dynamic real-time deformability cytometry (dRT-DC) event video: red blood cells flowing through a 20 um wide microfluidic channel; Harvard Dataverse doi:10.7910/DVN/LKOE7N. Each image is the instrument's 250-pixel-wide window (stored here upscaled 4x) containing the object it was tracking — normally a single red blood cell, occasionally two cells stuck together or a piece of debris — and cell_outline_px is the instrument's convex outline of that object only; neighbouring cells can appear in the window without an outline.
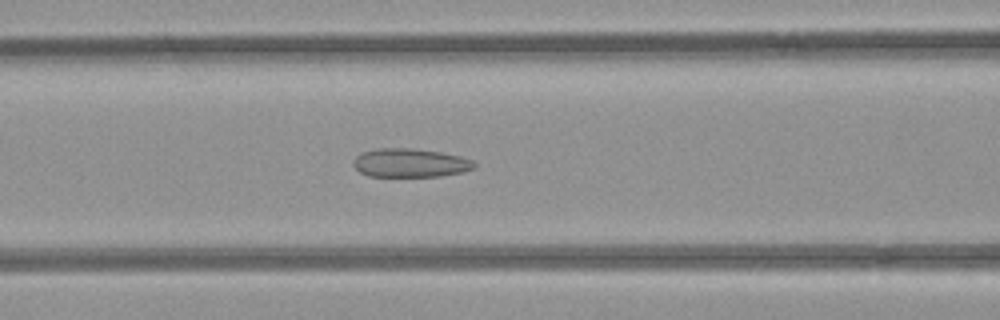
{"species": "common noctule bat (a hibernating species)", "species_latin": "Nyctalus noctula", "temperature_condition": "room temperature", "stored_images_in_passage": 53, "camera_frame_rate_fps": 3000, "um_per_image_px": 0.085, "animal": {"sex": "female", "body_mass_g": 21.9}, "frame": {"image": 1, "passage_image": 22, "time_ms": 7.0, "image_size_px": [1000, 320], "cell_outline_px": [[476, 168], [464, 172], [440, 176], [368, 176], [360, 172], [352, 164], [352, 160], [360, 152], [376, 148], [412, 148], [440, 152], [472, 160], [476, 164]], "centroid_in_image_um": [34.83, 13.84], "position_along_channel_um": 131.8, "area_um2": 20.29}}
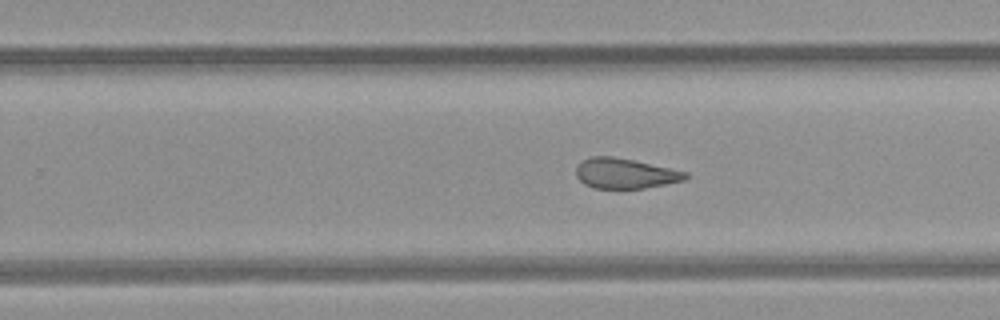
{"frame": {"image": 2, "passage_image": 33, "time_ms": 10.667, "image_size_px": [1000, 320], "cell_outline_px": [[688, 176], [684, 180], [644, 188], [596, 188], [584, 184], [576, 176], [576, 168], [584, 160], [592, 156], [612, 156], [632, 160], [688, 172]], "centroid_in_image_um": [53.12, 14.74], "position_along_channel_um": 276.7, "area_um2": 18.9}}
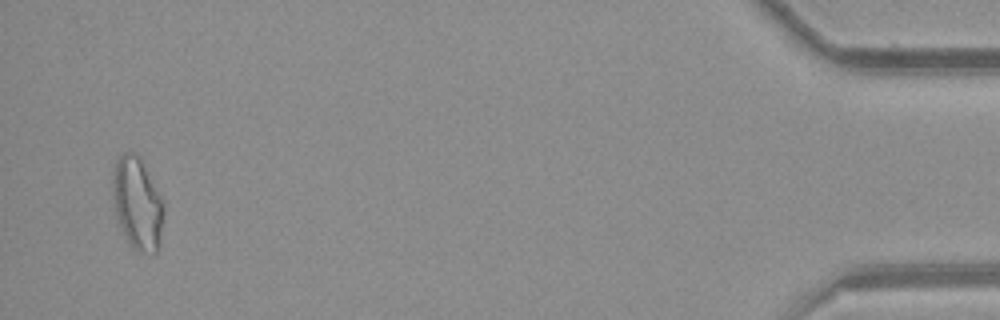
{"frame": {"image": 3, "passage_image": 51, "time_ms": 16.667, "image_size_px": [1000, 320], "cell_outline_px": [[164, 204], [160, 240], [156, 252], [144, 252], [132, 248], [116, 220], [112, 192], [112, 180], [116, 160], [124, 152], [132, 152], [140, 160]], "centroid_in_image_um": [11.64, 17.33], "position_along_channel_um": 423.6, "area_um2": 26.76}, "authors_computed_cell_mechanics": {"area_um2": 22.1374, "velocity_mm_per_s": 3.9632, "shape_relaxation_time_tau1_ms": null, "shape_relaxation_time_tau2_ms": 2.1742, "deformation_change_tau1": null, "deformation_change_tau2": 0.0963}}